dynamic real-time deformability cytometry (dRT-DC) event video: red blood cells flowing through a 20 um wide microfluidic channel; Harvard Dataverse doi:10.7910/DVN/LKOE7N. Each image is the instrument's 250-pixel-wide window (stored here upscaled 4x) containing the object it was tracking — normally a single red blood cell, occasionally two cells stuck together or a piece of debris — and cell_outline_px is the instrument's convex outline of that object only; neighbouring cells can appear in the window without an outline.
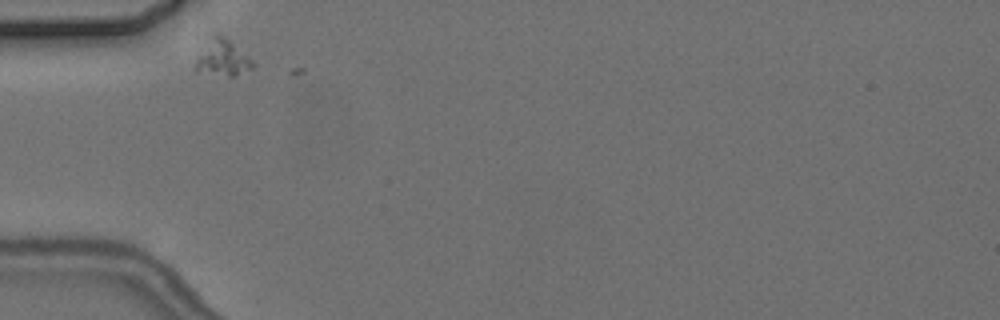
{"species": "common noctule bat (a hibernating species)", "species_latin": "Nyctalus noctula", "temperature_condition": "cold", "stored_images_in_passage": 1, "camera_frame_rate_fps": 3000, "um_per_image_px": 0.085, "animal": {"sex": "female", "body_mass_g": 24.6, "forearm_length_mm": 56.2}, "frame": {"image": 1, "passage_image": 1, "time_ms": 0.0, "image_size_px": [1000, 320], "cell_outline_px": [[256, 64], [252, 68], [232, 76], [228, 76], [196, 72], [192, 68], [196, 60], [212, 32], [220, 32], [252, 60]], "centroid_in_image_um": [18.86, 4.9], "position_along_channel_um": 66.1, "area_um2": 12.2}}